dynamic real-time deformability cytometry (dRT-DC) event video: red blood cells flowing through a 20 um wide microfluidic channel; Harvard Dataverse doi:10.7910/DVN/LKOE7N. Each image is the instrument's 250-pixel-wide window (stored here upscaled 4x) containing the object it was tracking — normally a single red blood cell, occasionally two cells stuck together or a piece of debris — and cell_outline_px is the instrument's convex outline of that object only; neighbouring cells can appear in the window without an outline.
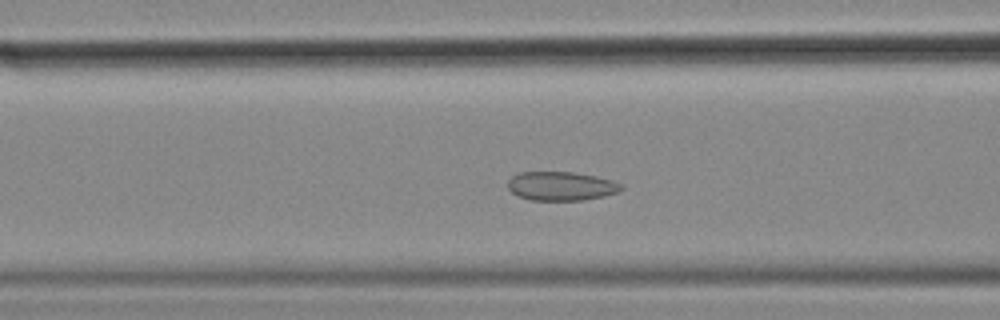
{"species": "common noctule bat (a hibernating species)", "species_latin": "Nyctalus noctula", "temperature_condition": "cold", "stored_images_in_passage": 56, "camera_frame_rate_fps": 3000, "um_per_image_px": 0.085, "animal": {"sex": "female", "body_mass_g": 18.4}, "frame": {"image": 1, "passage_image": 21, "time_ms": 6.667, "image_size_px": [1000, 320], "cell_outline_px": [[624, 188], [620, 192], [604, 196], [584, 200], [532, 200], [520, 196], [512, 192], [508, 188], [508, 180], [512, 176], [520, 172], [572, 172], [596, 176], [612, 180], [624, 184]], "centroid_in_image_um": [47.75, 15.81], "position_along_channel_um": 118.8, "area_um2": 19.19}}
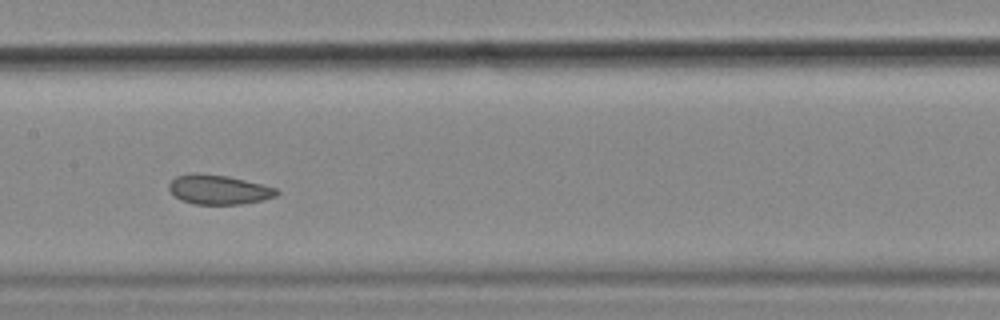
{"frame": {"image": 2, "passage_image": 27, "time_ms": 8.667, "image_size_px": [1000, 320], "cell_outline_px": [[280, 192], [276, 196], [260, 200], [240, 204], [196, 204], [184, 200], [176, 196], [168, 188], [168, 184], [176, 176], [192, 172], [228, 176], [276, 188]], "centroid_in_image_um": [18.57, 16.1], "position_along_channel_um": 188.8, "area_um2": 18.21}}
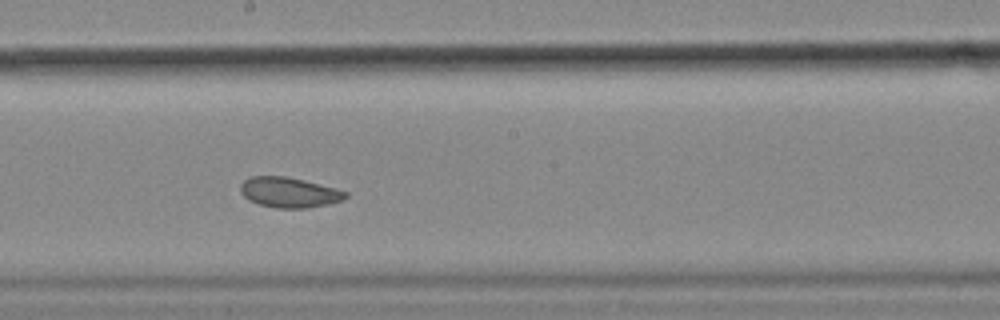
{"frame": {"image": 3, "passage_image": 30, "time_ms": 9.667, "image_size_px": [1000, 320], "cell_outline_px": [[348, 196], [340, 200], [328, 204], [308, 208], [276, 208], [260, 204], [248, 200], [240, 192], [240, 184], [244, 180], [252, 176], [284, 176], [336, 188], [348, 192]], "centroid_in_image_um": [24.55, 16.36], "position_along_channel_um": 223.6, "area_um2": 18.38}, "authors_computed_cell_mechanics": {"area_um2": 20.808, "velocity_mm_per_s": 3.4929, "shape_relaxation_time_tau1_ms": null, "shape_relaxation_time_tau2_ms": 1.6787, "deformation_change_tau1": null, "deformation_change_tau2": 0.0654}}